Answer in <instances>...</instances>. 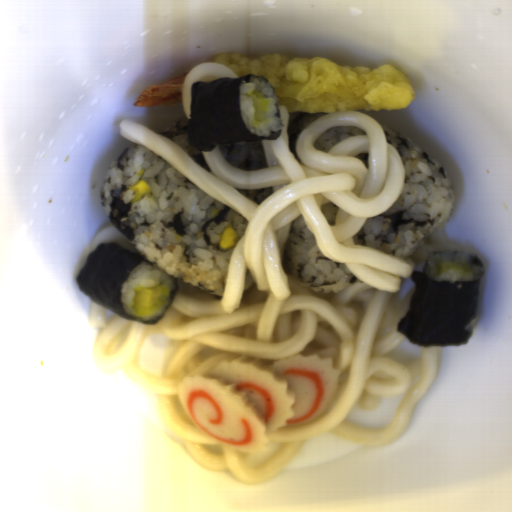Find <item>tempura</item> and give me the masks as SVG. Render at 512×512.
Segmentation results:
<instances>
[{
  "label": "tempura",
  "mask_w": 512,
  "mask_h": 512,
  "mask_svg": "<svg viewBox=\"0 0 512 512\" xmlns=\"http://www.w3.org/2000/svg\"><path fill=\"white\" fill-rule=\"evenodd\" d=\"M211 63L222 65L238 78L253 73L269 81L277 106L307 114L351 111H396L416 99L408 76L384 65L368 70L306 56L268 53L247 56L228 51Z\"/></svg>",
  "instance_id": "1"
},
{
  "label": "tempura",
  "mask_w": 512,
  "mask_h": 512,
  "mask_svg": "<svg viewBox=\"0 0 512 512\" xmlns=\"http://www.w3.org/2000/svg\"><path fill=\"white\" fill-rule=\"evenodd\" d=\"M189 72L171 80L150 85L137 94L131 105L135 107H168L183 103L182 87Z\"/></svg>",
  "instance_id": "2"
}]
</instances>
